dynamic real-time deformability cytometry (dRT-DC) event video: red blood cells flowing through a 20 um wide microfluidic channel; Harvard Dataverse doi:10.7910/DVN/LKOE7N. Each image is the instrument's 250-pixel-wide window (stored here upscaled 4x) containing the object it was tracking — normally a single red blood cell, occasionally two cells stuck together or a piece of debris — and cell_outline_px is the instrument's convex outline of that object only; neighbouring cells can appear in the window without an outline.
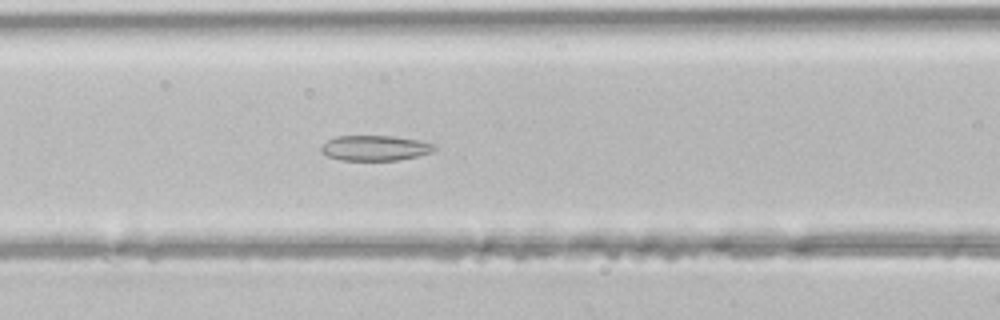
{"species": "common noctule bat (a hibernating species)", "species_latin": "Nyctalus noctula", "temperature_condition": "room temperature", "stored_images_in_passage": 43, "segment_of_instrument_passage": [1, 2], "camera_frame_rate_fps": 3000, "um_per_image_px": 0.085, "animal": {"sex": "male", "body_mass_g": 21.5, "forearm_length_mm": 52.0}, "frame": {"image": 1, "passage_image": 15, "time_ms": 4.667, "image_size_px": [1000, 320], "cell_outline_px": [[436, 148], [432, 152], [416, 156], [396, 160], [340, 160], [328, 156], [320, 152], [320, 148], [328, 140], [336, 136], [392, 136], [420, 140], [436, 144]], "centroid_in_image_um": [31.88, 12.58], "position_along_channel_um": 134.7, "area_um2": 16.65}}
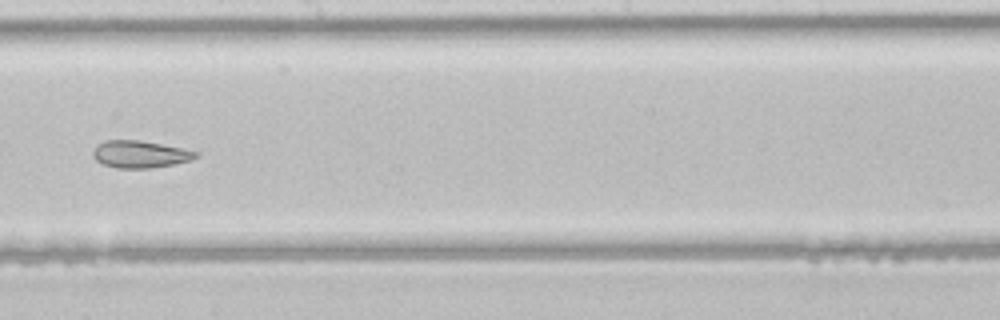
{"frame": {"image": 2, "passage_image": 22, "time_ms": 7.0, "image_size_px": [1000, 320], "cell_outline_px": [[200, 156], [192, 160], [172, 164], [148, 168], [116, 168], [104, 164], [96, 160], [92, 156], [92, 152], [96, 144], [104, 140], [140, 140], [200, 152]], "centroid_in_image_um": [11.89, 13.1], "position_along_channel_um": 236.3, "area_um2": 16.3}}
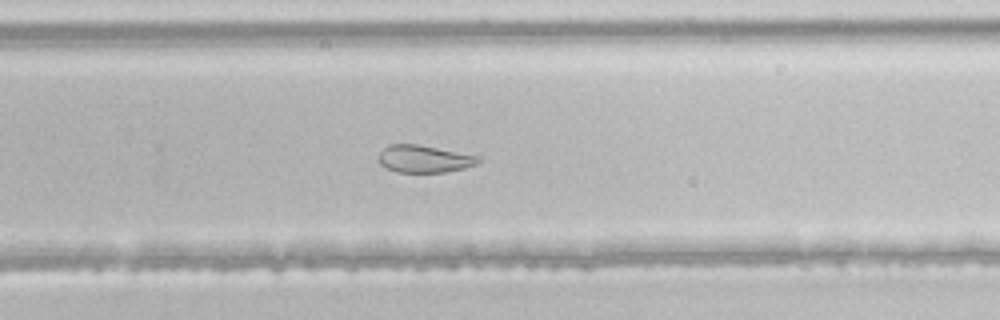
{"frame": {"image": 3, "passage_image": 26, "time_ms": 8.333, "image_size_px": [1000, 320], "cell_outline_px": [[480, 160], [476, 164], [464, 168], [444, 172], [396, 172], [380, 164], [380, 152], [388, 144], [416, 144], [480, 156]], "centroid_in_image_um": [36.06, 13.5], "position_along_channel_um": 293.7, "area_um2": 15.66}}